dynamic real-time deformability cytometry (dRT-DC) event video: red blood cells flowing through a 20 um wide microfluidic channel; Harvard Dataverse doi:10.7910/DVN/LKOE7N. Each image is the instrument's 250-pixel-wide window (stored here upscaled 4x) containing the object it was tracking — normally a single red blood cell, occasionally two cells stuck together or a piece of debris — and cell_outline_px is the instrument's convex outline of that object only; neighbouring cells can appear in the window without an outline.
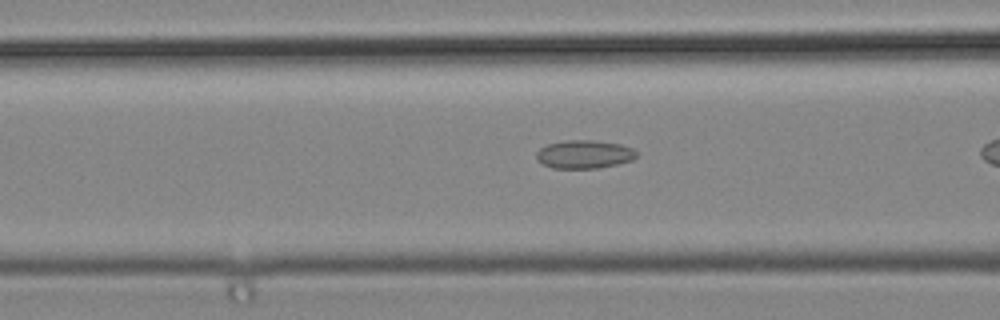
{"species": "common noctule bat (a hibernating species)", "species_latin": "Nyctalus noctula", "temperature_condition": "cold", "stored_images_in_passage": 28, "segment_of_instrument_passage": [1, 2], "camera_frame_rate_fps": 3000, "um_per_image_px": 0.085, "animal": {"sex": "male", "body_mass_g": 19.2, "forearm_length_mm": 51.8}, "frame": {"image": 1, "passage_image": 9, "time_ms": 2.667, "image_size_px": [1000, 320], "cell_outline_px": [[636, 156], [632, 160], [600, 168], [552, 168], [536, 160], [536, 152], [540, 148], [548, 144], [568, 140], [592, 140], [620, 144], [632, 148], [636, 152]], "centroid_in_image_um": [49.64, 13.12], "position_along_channel_um": 117.0, "area_um2": 16.42}}
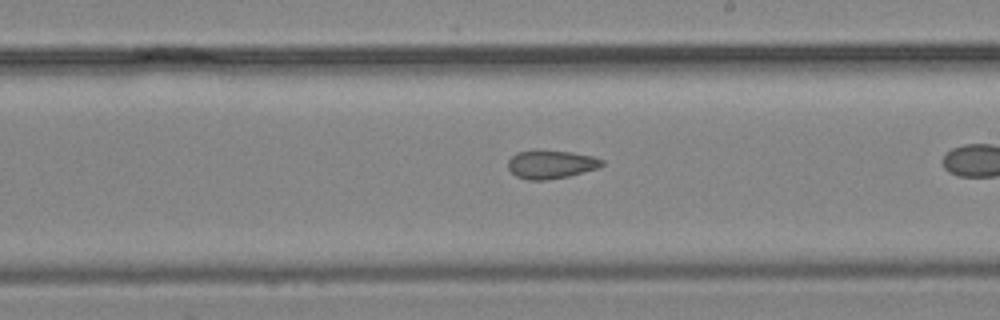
{"frame": {"image": 2, "passage_image": 18, "time_ms": 5.667, "image_size_px": [1000, 320], "cell_outline_px": [[604, 164], [600, 168], [568, 176], [544, 180], [528, 180], [516, 176], [508, 168], [508, 160], [516, 152], [572, 152], [592, 156], [604, 160]], "centroid_in_image_um": [46.87, 14.0], "position_along_channel_um": 242.1, "area_um2": 15.14}}
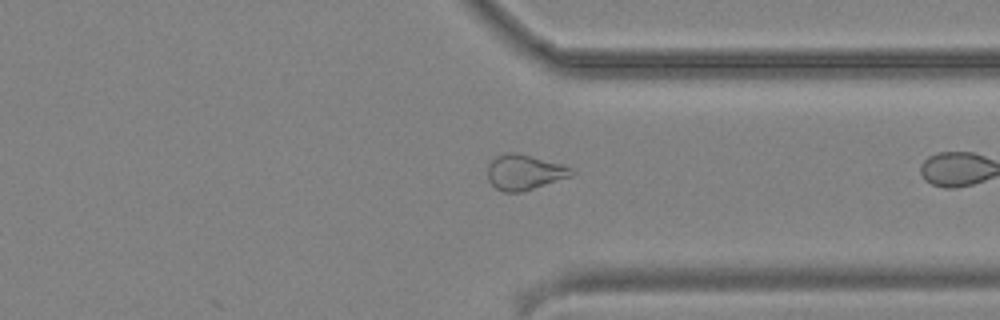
{"frame": {"image": 3, "passage_image": 27, "time_ms": 8.667, "image_size_px": [1000, 320], "cell_outline_px": [[576, 172], [572, 176], [524, 192], [504, 192], [496, 188], [488, 180], [488, 164], [496, 156], [508, 152], [516, 152], [564, 164], [572, 168]], "centroid_in_image_um": [44.61, 14.64], "position_along_channel_um": 366.8, "area_um2": 17.51}}